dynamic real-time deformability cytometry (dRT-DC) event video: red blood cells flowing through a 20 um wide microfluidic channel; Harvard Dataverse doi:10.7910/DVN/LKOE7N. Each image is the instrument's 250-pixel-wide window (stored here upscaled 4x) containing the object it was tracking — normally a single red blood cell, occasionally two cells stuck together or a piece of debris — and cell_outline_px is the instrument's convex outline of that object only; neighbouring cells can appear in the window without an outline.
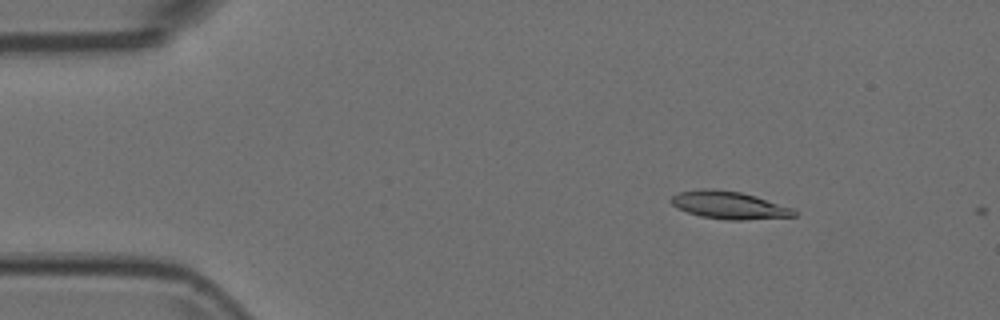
{"species": "Egyptian fruit bat (a non-hibernating species)", "species_latin": "Rousettus aegyptiacus", "temperature_condition": "room temperature", "stored_images_in_passage": 9, "camera_frame_rate_fps": 3000, "um_per_image_px": 0.085, "animal": {"sex": "female"}, "frame": {"image": 1, "passage_image": 8, "time_ms": 2.333, "image_size_px": [1000, 320], "cell_outline_px": [[796, 216], [744, 220], [724, 220], [700, 216], [688, 212], [672, 204], [668, 200], [672, 196], [680, 192], [700, 188], [712, 188], [740, 192], [756, 196], [792, 208], [796, 212]], "centroid_in_image_um": [61.95, 17.43], "position_along_channel_um": 23.1, "area_um2": 19.77}}